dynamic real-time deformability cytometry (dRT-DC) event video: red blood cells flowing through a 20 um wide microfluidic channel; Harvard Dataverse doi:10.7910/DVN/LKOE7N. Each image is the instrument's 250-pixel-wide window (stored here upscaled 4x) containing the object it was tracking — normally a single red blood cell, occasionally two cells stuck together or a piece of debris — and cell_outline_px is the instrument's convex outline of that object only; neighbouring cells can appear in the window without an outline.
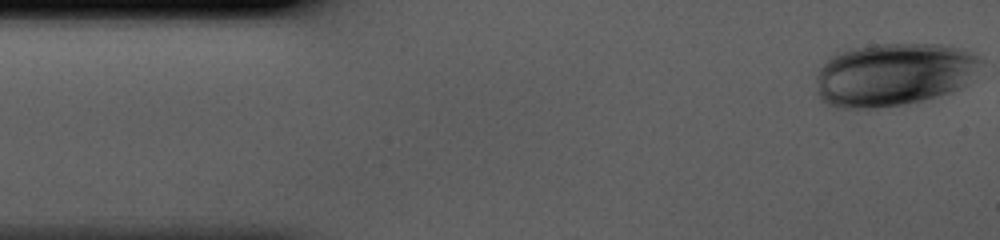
{"species": "human", "species_latin": "Homo sapiens", "temperature_condition": "cold", "stored_images_in_passage": 42, "camera_frame_rate_fps": 3000, "um_per_image_px": 0.085, "donor": {"sex": "male"}, "frame": {"image": 1, "passage_image": 1, "time_ms": 0.0, "image_size_px": [1000, 240], "cell_outline_px": [[984, 60], [964, 84], [960, 88], [952, 92], [904, 104], [876, 108], [836, 108], [820, 100], [816, 92], [816, 76], [820, 68], [832, 56], [852, 48], [876, 44], [940, 44], [964, 48]], "centroid_in_image_um": [75.94, 6.33], "position_along_channel_um": 9.1, "area_um2": 60.46}}
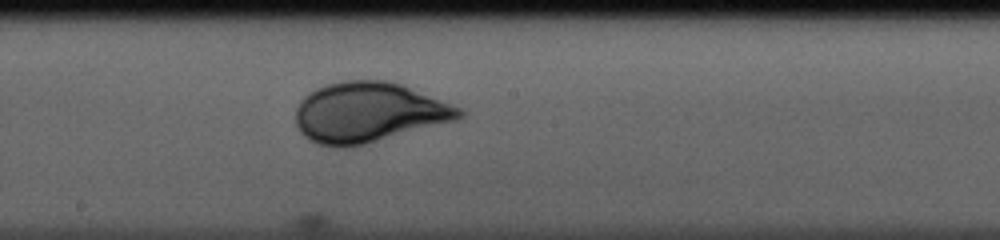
{"frame": {"image": 2, "passage_image": 22, "time_ms": 7.0, "image_size_px": [1000, 240], "cell_outline_px": [[464, 116], [456, 120], [364, 144], [344, 148], [336, 148], [320, 144], [308, 140], [300, 132], [296, 124], [296, 108], [300, 100], [308, 92], [316, 88], [328, 84], [344, 80], [388, 80], [400, 84], [460, 108], [464, 112]], "centroid_in_image_um": [31.27, 9.56], "position_along_channel_um": 216.9, "area_um2": 56.93}}
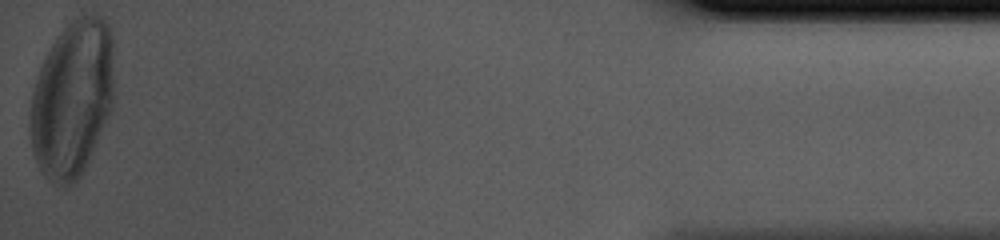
{"frame": {"image": 3, "passage_image": 42, "time_ms": 13.667, "image_size_px": [1000, 240], "cell_outline_px": [[112, 112], [80, 176], [68, 188], [64, 188], [52, 184], [44, 176], [36, 160], [32, 148], [32, 92], [36, 76], [52, 44], [60, 32], [72, 20], [80, 16], [96, 12], [108, 24], [112, 36]], "centroid_in_image_um": [6.16, 8.4], "position_along_channel_um": 429.0, "area_um2": 76.3}}